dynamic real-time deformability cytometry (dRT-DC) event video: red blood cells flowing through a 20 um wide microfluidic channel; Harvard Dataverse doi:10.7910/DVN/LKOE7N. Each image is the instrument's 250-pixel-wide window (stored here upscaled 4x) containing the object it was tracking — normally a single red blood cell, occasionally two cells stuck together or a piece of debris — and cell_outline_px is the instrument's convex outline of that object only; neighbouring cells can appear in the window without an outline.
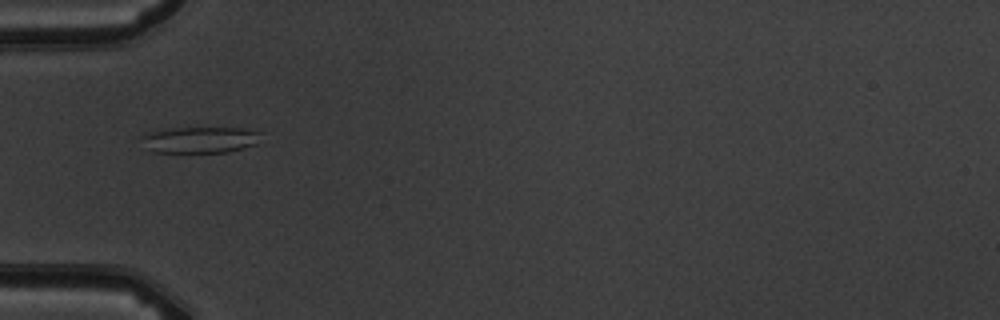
{"species": "common noctule bat (a hibernating species)", "species_latin": "Nyctalus noctula", "temperature_condition": "warm", "stored_images_in_passage": 7, "camera_frame_rate_fps": 3000, "um_per_image_px": 0.085, "animal": {"sex": "male", "body_mass_g": 19.5, "forearm_length_mm": 54.6}, "frame": {"image": 1, "passage_image": 3, "time_ms": 2.333, "image_size_px": [1000, 320], "cell_outline_px": [[260, 132], [256, 144], [228, 152], [152, 152], [148, 148], [140, 136], [148, 132], [164, 128], [240, 128]], "centroid_in_image_um": [16.95, 11.88], "position_along_channel_um": 68.0, "area_um2": 18.09}}
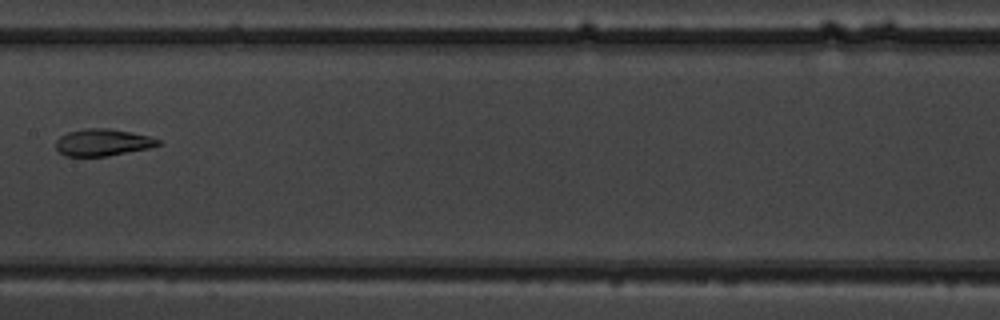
{"frame": {"image": 2, "passage_image": 6, "time_ms": 5.667, "image_size_px": [1000, 320], "cell_outline_px": [[160, 144], [148, 148], [108, 156], [64, 156], [56, 148], [56, 140], [60, 136], [68, 132], [84, 128], [108, 128], [148, 136], [160, 140]], "centroid_in_image_um": [8.68, 12.11], "position_along_channel_um": 198.7, "area_um2": 15.9}}
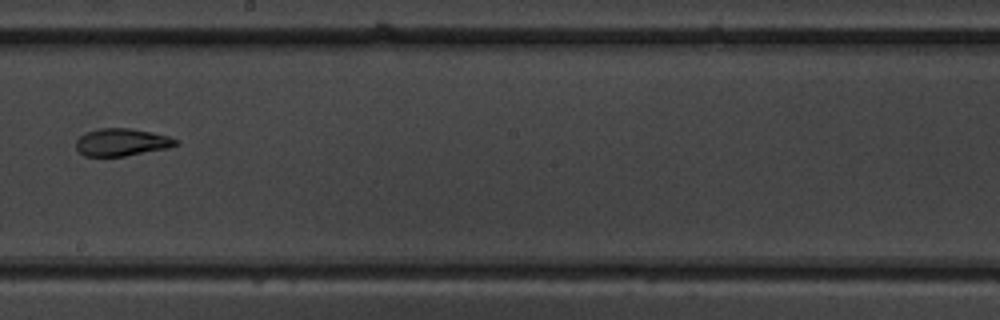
{"frame": {"image": 3, "passage_image": 7, "time_ms": 6.667, "image_size_px": [1000, 320], "cell_outline_px": [[180, 144], [168, 148], [124, 156], [84, 156], [76, 148], [76, 140], [80, 136], [88, 132], [100, 128], [128, 128], [168, 136], [180, 140]], "centroid_in_image_um": [10.37, 12.09], "position_along_channel_um": 237.8, "area_um2": 15.84}}